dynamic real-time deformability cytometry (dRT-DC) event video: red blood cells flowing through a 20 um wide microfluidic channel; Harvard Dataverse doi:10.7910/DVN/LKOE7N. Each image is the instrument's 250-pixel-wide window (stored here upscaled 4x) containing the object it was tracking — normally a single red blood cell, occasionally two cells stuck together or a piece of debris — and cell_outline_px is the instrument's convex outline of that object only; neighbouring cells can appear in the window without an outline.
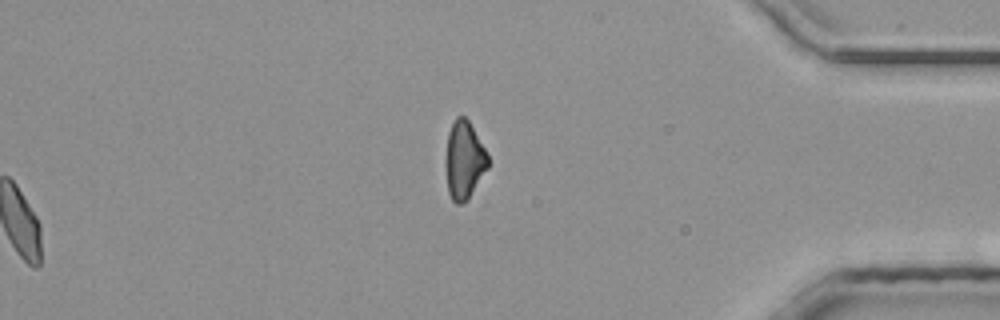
{"species": "common noctule bat (a hibernating species)", "species_latin": "Nyctalus noctula", "temperature_condition": "room temperature", "stored_images_in_passage": 39, "segment_of_instrument_passage": [2, 2], "camera_frame_rate_fps": 3000, "um_per_image_px": 0.085, "animal": {"sex": "male", "body_mass_g": 20.4}, "frame": {"image": 1, "passage_image": 39, "time_ms": 12.667, "image_size_px": [1000, 320], "cell_outline_px": [[488, 168], [468, 200], [460, 204], [456, 204], [452, 200], [448, 192], [444, 160], [448, 132], [456, 116], [464, 116], [468, 120], [484, 148], [488, 156]], "centroid_in_image_um": [39.42, 13.64], "position_along_channel_um": 395.8, "area_um2": 19.36}}